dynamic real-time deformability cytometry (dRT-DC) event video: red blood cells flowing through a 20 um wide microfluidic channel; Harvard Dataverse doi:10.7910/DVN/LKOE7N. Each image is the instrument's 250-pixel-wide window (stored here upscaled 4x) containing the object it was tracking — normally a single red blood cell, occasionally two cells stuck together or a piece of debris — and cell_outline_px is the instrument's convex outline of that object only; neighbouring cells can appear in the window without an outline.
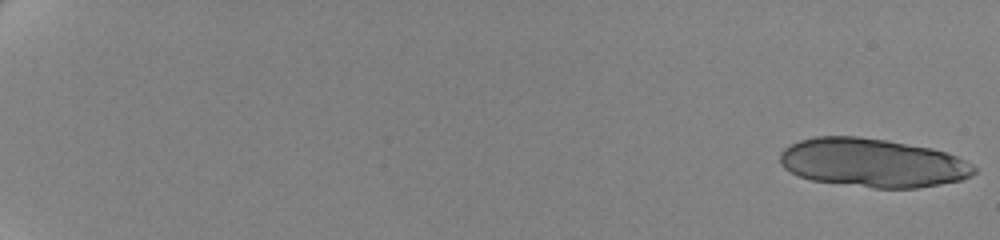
{"species": "human", "species_latin": "Homo sapiens", "temperature_condition": "cold", "stored_images_in_passage": 24, "camera_frame_rate_fps": 3000, "um_per_image_px": 0.085, "donor": {"sex": "female"}, "frame": {"image": 1, "passage_image": 1, "time_ms": 0.0, "image_size_px": [1000, 240], "cell_outline_px": [[976, 172], [972, 176], [960, 180], [940, 184], [916, 188], [872, 188], [812, 180], [800, 176], [784, 168], [780, 164], [780, 152], [784, 148], [800, 140], [816, 136], [860, 136], [888, 140], [932, 148], [956, 156], [972, 164], [976, 168]], "centroid_in_image_um": [74.17, 13.83], "position_along_channel_um": 10.8, "area_um2": 55.14}}
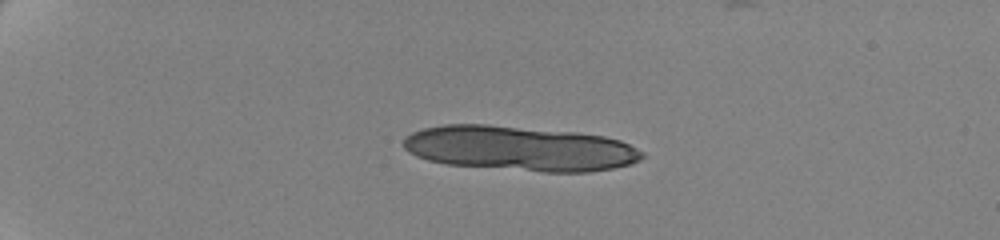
{"frame": {"image": 2, "passage_image": 16, "time_ms": 5.0, "image_size_px": [1000, 240], "cell_outline_px": [[644, 156], [640, 160], [628, 164], [612, 168], [588, 172], [544, 172], [448, 164], [428, 160], [416, 156], [408, 152], [404, 148], [404, 136], [412, 132], [424, 128], [444, 124], [488, 124], [576, 132], [604, 136], [620, 140], [644, 152]], "centroid_in_image_um": [44.16, 12.61], "position_along_channel_um": 40.8, "area_um2": 62.42}}